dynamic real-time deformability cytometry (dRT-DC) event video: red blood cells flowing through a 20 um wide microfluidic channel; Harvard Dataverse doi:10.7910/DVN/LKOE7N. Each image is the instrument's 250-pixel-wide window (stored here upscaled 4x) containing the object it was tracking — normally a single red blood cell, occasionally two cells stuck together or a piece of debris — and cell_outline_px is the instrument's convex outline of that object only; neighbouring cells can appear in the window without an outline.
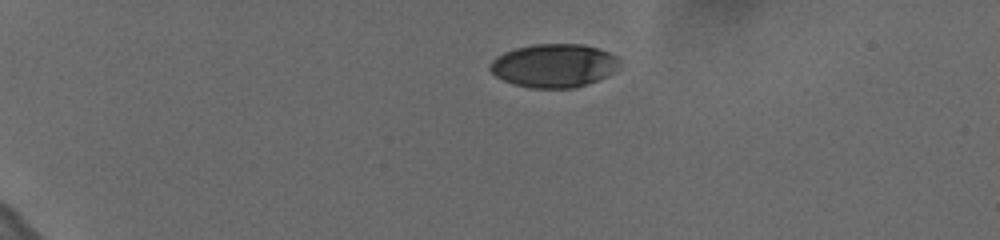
{"species": "human", "species_latin": "Homo sapiens", "temperature_condition": "cold", "stored_images_in_passage": 15, "camera_frame_rate_fps": 3000, "um_per_image_px": 0.085, "donor": {"sex": "female"}, "frame": {"image": 1, "passage_image": 1, "time_ms": 0.0, "image_size_px": [1000, 240], "cell_outline_px": [[620, 60], [616, 68], [612, 72], [596, 80], [576, 88], [528, 88], [512, 84], [496, 76], [488, 68], [488, 64], [496, 56], [504, 52], [516, 48], [532, 44], [584, 44], [600, 48], [616, 56]], "centroid_in_image_um": [47.04, 5.57], "position_along_channel_um": 38.0, "area_um2": 32.89}}
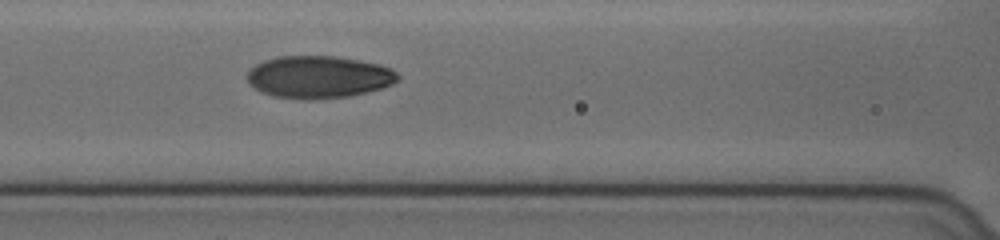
{"frame": {"image": 2, "passage_image": 9, "time_ms": 2.667, "image_size_px": [1000, 240], "cell_outline_px": [[400, 80], [392, 84], [380, 88], [348, 96], [308, 100], [272, 96], [260, 92], [248, 84], [248, 72], [256, 64], [264, 60], [276, 56], [336, 56], [360, 60], [392, 68], [400, 76]], "centroid_in_image_um": [27.07, 6.54], "position_along_channel_um": 139.5, "area_um2": 37.22}}
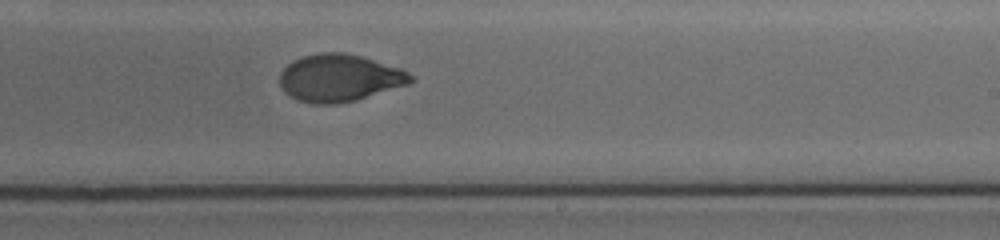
{"frame": {"image": 3, "passage_image": 15, "time_ms": 4.667, "image_size_px": [1000, 240], "cell_outline_px": [[416, 80], [408, 84], [356, 100], [336, 104], [312, 104], [296, 100], [280, 84], [280, 72], [292, 60], [304, 56], [320, 52], [344, 52], [360, 56], [400, 68], [408, 72]], "centroid_in_image_um": [28.85, 6.62], "position_along_channel_um": 260.1, "area_um2": 35.89}}